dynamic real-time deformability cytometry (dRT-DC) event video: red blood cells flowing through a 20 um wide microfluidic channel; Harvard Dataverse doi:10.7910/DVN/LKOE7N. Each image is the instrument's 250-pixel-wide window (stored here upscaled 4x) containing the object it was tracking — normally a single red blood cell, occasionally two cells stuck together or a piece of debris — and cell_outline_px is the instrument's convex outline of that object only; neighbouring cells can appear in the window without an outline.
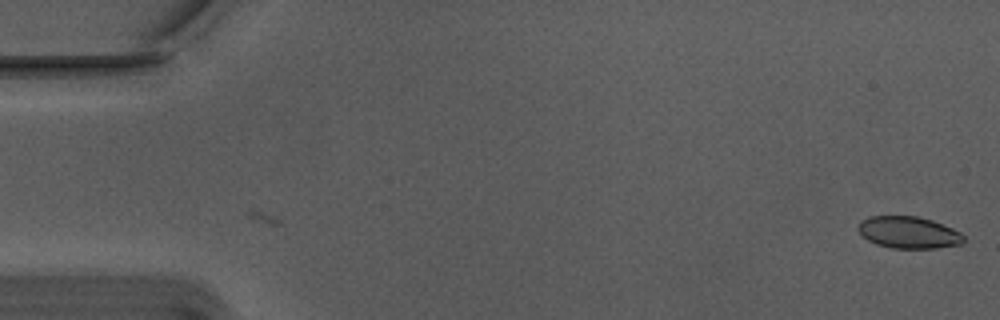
{"species": "Egyptian fruit bat (a non-hibernating species)", "species_latin": "Rousettus aegyptiacus", "temperature_condition": "warm", "stored_images_in_passage": 6, "camera_frame_rate_fps": 3000, "um_per_image_px": 0.085, "animal": {"sex": "male"}, "frame": {"image": 1, "passage_image": 6, "time_ms": 1.667, "image_size_px": [1000, 320], "cell_outline_px": [[964, 240], [960, 244], [936, 248], [892, 248], [876, 244], [868, 240], [856, 228], [860, 220], [868, 216], [916, 216], [932, 220], [952, 228], [960, 232], [964, 236]], "centroid_in_image_um": [77.2, 19.75], "position_along_channel_um": 7.8, "area_um2": 19.59}}